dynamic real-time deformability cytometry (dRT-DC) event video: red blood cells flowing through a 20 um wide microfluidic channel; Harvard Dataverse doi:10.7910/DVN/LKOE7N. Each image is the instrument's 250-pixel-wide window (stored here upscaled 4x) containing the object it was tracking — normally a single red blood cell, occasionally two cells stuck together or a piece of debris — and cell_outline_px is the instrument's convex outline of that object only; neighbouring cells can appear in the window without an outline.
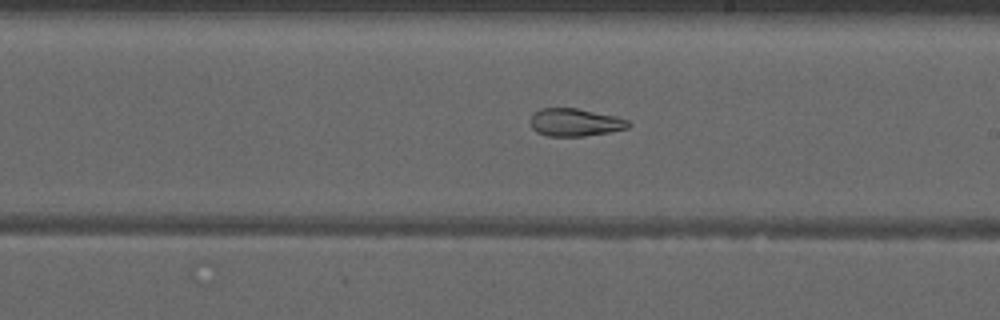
{"species": "common noctule bat (a hibernating species)", "species_latin": "Nyctalus noctula", "temperature_condition": "warm", "stored_images_in_passage": 33, "camera_frame_rate_fps": 3000, "um_per_image_px": 0.085, "animal": {"sex": "male", "forearm_length_mm": 52.5}, "frame": {"image": 1, "passage_image": 28, "time_ms": 9.0, "image_size_px": [1000, 320], "cell_outline_px": [[632, 124], [628, 128], [608, 132], [584, 136], [548, 136], [536, 132], [532, 128], [528, 120], [540, 108], [576, 108], [616, 116], [628, 120]], "centroid_in_image_um": [48.87, 10.4], "position_along_channel_um": 240.1, "area_um2": 15.9}}